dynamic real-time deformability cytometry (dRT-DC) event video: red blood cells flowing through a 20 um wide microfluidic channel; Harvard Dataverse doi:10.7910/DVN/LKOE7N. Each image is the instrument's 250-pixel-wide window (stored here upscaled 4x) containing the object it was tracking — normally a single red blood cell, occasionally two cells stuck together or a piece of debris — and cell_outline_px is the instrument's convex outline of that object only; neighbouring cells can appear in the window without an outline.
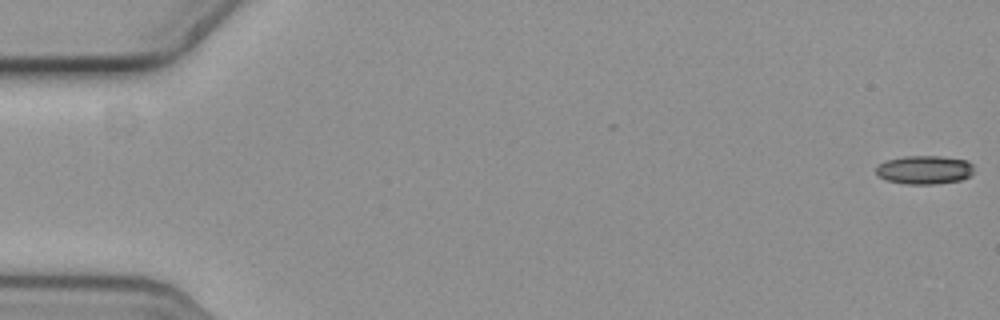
{"species": "common noctule bat (a hibernating species)", "species_latin": "Nyctalus noctula", "temperature_condition": "cold", "stored_images_in_passage": 18, "camera_frame_rate_fps": 3000, "um_per_image_px": 0.085, "animal": {"sex": "female", "body_mass_g": 19.3, "forearm_length_mm": 54.1}, "frame": {"image": 1, "passage_image": 1, "time_ms": 0.0, "image_size_px": [1000, 320], "cell_outline_px": [[972, 172], [968, 176], [960, 180], [932, 184], [908, 184], [888, 180], [880, 176], [876, 172], [876, 168], [884, 160], [904, 156], [940, 156], [968, 160], [972, 164]], "centroid_in_image_um": [78.57, 14.42], "position_along_channel_um": 6.4, "area_um2": 16.13}}
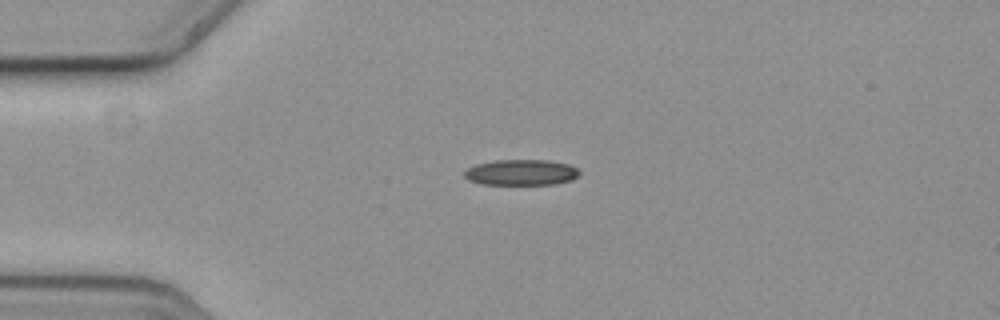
{"frame": {"image": 2, "passage_image": 15, "time_ms": 4.667, "image_size_px": [1000, 320], "cell_outline_px": [[580, 172], [572, 180], [552, 184], [480, 184], [468, 180], [464, 176], [464, 172], [468, 168], [476, 164], [492, 160], [548, 160], [568, 164], [576, 168]], "centroid_in_image_um": [44.26, 14.65], "position_along_channel_um": 40.7, "area_um2": 17.22}}